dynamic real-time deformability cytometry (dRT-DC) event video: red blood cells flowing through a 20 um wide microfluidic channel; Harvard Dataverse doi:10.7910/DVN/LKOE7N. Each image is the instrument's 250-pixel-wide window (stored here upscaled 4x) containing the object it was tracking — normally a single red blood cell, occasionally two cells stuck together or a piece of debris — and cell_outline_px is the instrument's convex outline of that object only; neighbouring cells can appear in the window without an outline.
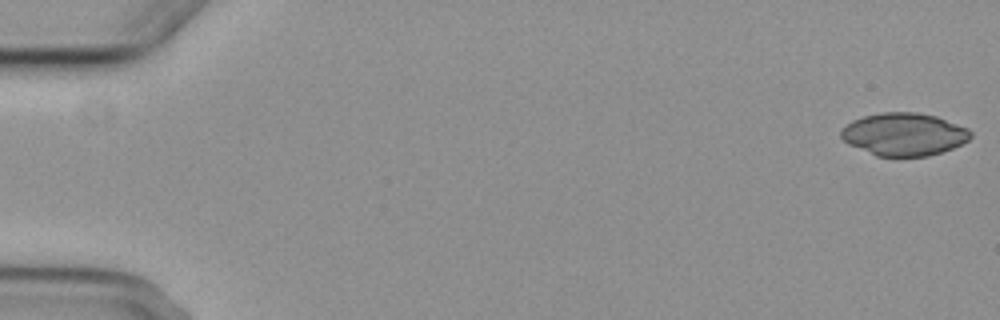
{"species": "common noctule bat (a hibernating species)", "species_latin": "Nyctalus noctula", "temperature_condition": "cold", "stored_images_in_passage": 7, "camera_frame_rate_fps": 3000, "um_per_image_px": 0.085, "animal": {"sex": "female", "body_mass_g": 29.2, "forearm_length_mm": 56.3}, "frame": {"image": 1, "passage_image": 1, "time_ms": 0.0, "image_size_px": [1000, 320], "cell_outline_px": [[972, 136], [968, 140], [952, 148], [928, 156], [876, 156], [848, 144], [840, 136], [840, 132], [852, 120], [864, 116], [880, 112], [916, 112], [936, 116], [968, 128], [972, 132]], "centroid_in_image_um": [76.84, 11.41], "position_along_channel_um": 8.2, "area_um2": 32.14}}